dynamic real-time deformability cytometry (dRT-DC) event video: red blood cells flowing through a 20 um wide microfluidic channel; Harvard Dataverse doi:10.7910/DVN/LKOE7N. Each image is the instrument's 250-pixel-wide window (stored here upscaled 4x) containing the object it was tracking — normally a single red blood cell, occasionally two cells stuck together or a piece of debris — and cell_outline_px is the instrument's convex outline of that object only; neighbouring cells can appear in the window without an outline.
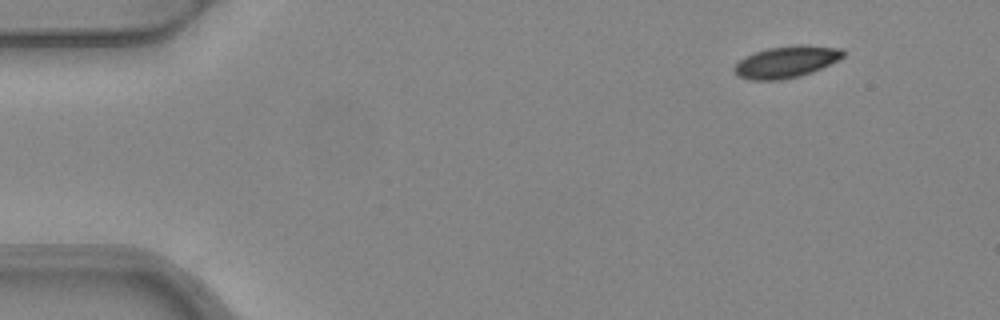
{"species": "common noctule bat (a hibernating species)", "species_latin": "Nyctalus noctula", "temperature_condition": "warm", "stored_images_in_passage": 3, "camera_frame_rate_fps": 3000, "um_per_image_px": 0.085, "animal": {"sex": "female", "body_mass_g": 24.6, "forearm_length_mm": 56.2}, "frame": {"image": 1, "passage_image": 1, "time_ms": 0.0, "image_size_px": [1000, 320], "cell_outline_px": [[844, 56], [812, 72], [800, 76], [780, 80], [752, 80], [736, 76], [732, 68], [744, 56], [768, 48], [796, 44], [800, 44], [840, 48], [844, 52]], "centroid_in_image_um": [66.78, 5.26], "position_along_channel_um": 18.2, "area_um2": 20.06}}
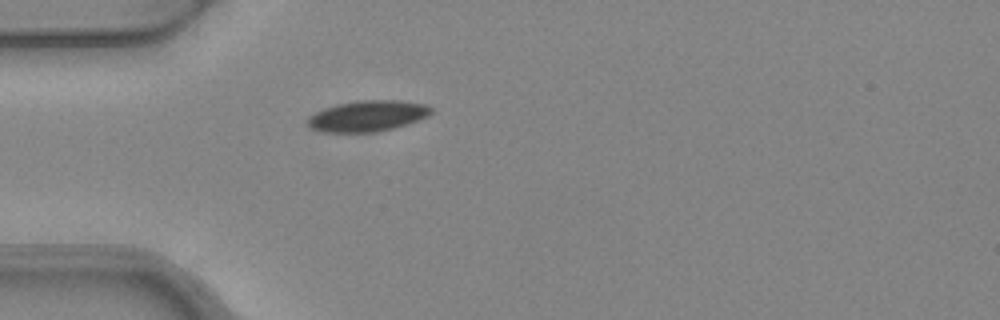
{"frame": {"image": 2, "passage_image": 3, "time_ms": 0.667, "image_size_px": [1000, 320], "cell_outline_px": [[432, 112], [428, 116], [408, 124], [376, 132], [324, 132], [312, 128], [308, 124], [308, 120], [316, 112], [324, 108], [340, 104], [360, 100], [400, 100], [424, 104], [432, 108]], "centroid_in_image_um": [31.29, 9.85], "position_along_channel_um": 53.7, "area_um2": 21.96}}